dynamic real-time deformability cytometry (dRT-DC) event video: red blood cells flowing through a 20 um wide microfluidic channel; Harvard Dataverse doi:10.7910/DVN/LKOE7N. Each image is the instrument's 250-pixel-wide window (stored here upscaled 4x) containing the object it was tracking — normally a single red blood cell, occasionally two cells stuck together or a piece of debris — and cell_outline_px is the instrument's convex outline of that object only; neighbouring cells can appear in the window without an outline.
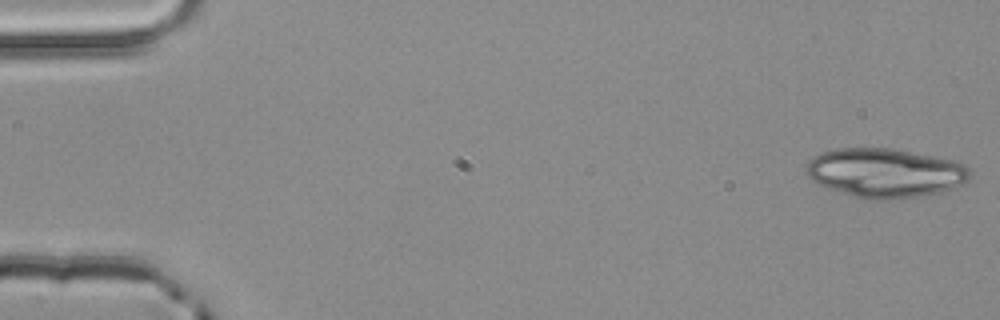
{"species": "common noctule bat (a hibernating species)", "species_latin": "Nyctalus noctula", "temperature_condition": "room temperature", "stored_images_in_passage": 5, "camera_frame_rate_fps": 3000, "um_per_image_px": 0.085, "animal": {"sex": "male", "body_mass_g": 20.4}, "frame": {"image": 1, "passage_image": 1, "time_ms": 0.0, "image_size_px": [1000, 320], "cell_outline_px": [[972, 176], [968, 180], [952, 188], [940, 192], [920, 196], [888, 200], [868, 200], [824, 188], [812, 180], [804, 172], [812, 156], [820, 152], [836, 148], [892, 148], [952, 160], [964, 164], [968, 168]], "centroid_in_image_um": [75.18, 14.7], "position_along_channel_um": 9.8, "area_um2": 47.22}}